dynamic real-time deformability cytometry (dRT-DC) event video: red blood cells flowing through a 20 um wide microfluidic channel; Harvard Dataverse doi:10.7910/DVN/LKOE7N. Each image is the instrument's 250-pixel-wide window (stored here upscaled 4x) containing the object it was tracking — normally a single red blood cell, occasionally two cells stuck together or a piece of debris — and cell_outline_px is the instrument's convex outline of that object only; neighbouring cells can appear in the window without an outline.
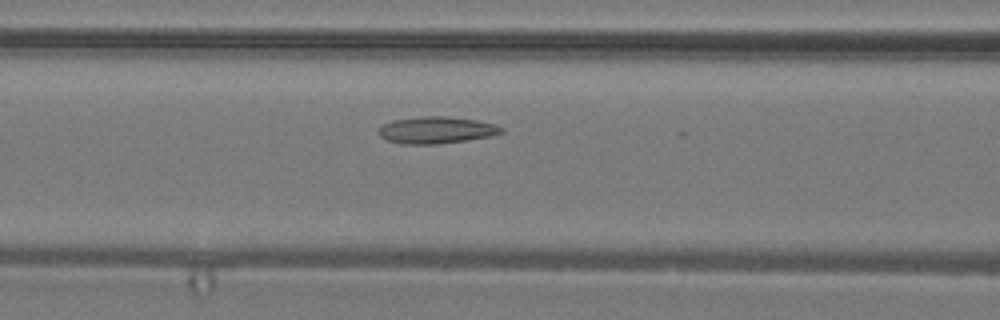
{"species": "common noctule bat (a hibernating species)", "species_latin": "Nyctalus noctula", "temperature_condition": "warm", "stored_images_in_passage": 23, "camera_frame_rate_fps": 3000, "um_per_image_px": 0.085, "animal": {"sex": "male", "body_mass_g": 19.2, "forearm_length_mm": 51.8}, "frame": {"image": 1, "passage_image": 4, "time_ms": 1.0, "image_size_px": [1000, 320], "cell_outline_px": [[504, 132], [492, 136], [468, 140], [436, 144], [404, 144], [384, 140], [380, 136], [380, 128], [384, 124], [392, 120], [420, 116], [448, 116], [476, 120], [496, 124], [504, 128]], "centroid_in_image_um": [37.12, 11.05], "position_along_channel_um": 129.5, "area_um2": 19.36}}
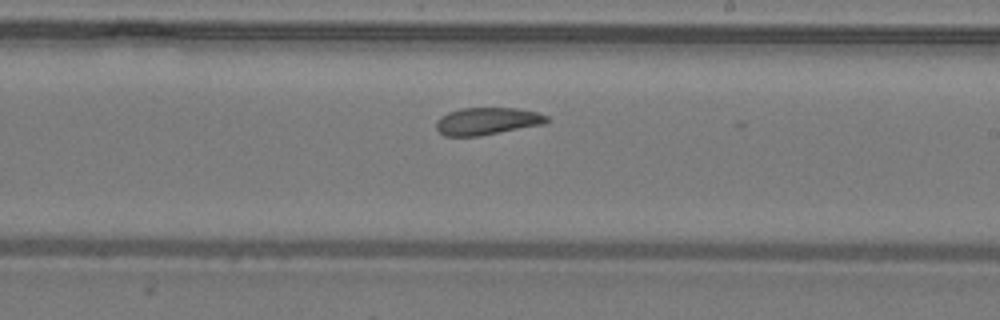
{"frame": {"image": 2, "passage_image": 11, "time_ms": 3.333, "image_size_px": [1000, 320], "cell_outline_px": [[548, 120], [544, 124], [480, 136], [444, 136], [436, 128], [436, 120], [440, 116], [448, 112], [460, 108], [516, 108], [536, 112], [548, 116]], "centroid_in_image_um": [41.37, 10.3], "position_along_channel_um": 247.6, "area_um2": 17.63}}
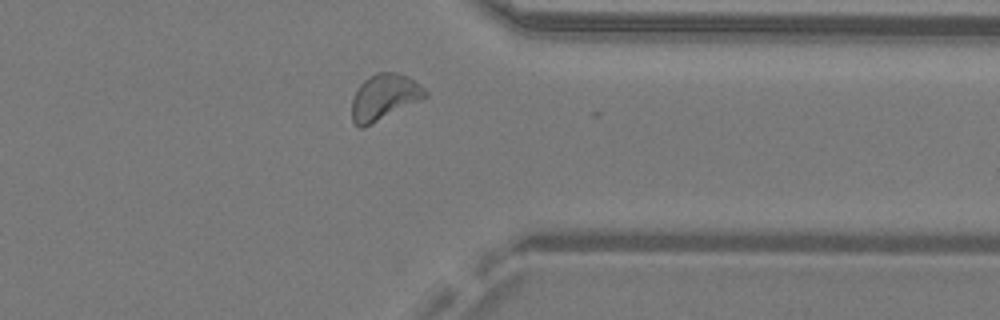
{"frame": {"image": 3, "passage_image": 19, "time_ms": 6.0, "image_size_px": [1000, 320], "cell_outline_px": [[428, 96], [364, 128], [360, 128], [352, 120], [352, 100], [360, 84], [368, 76], [376, 72], [396, 72], [408, 76], [420, 84], [428, 92]], "centroid_in_image_um": [32.66, 8.24], "position_along_channel_um": 378.7, "area_um2": 19.59}}